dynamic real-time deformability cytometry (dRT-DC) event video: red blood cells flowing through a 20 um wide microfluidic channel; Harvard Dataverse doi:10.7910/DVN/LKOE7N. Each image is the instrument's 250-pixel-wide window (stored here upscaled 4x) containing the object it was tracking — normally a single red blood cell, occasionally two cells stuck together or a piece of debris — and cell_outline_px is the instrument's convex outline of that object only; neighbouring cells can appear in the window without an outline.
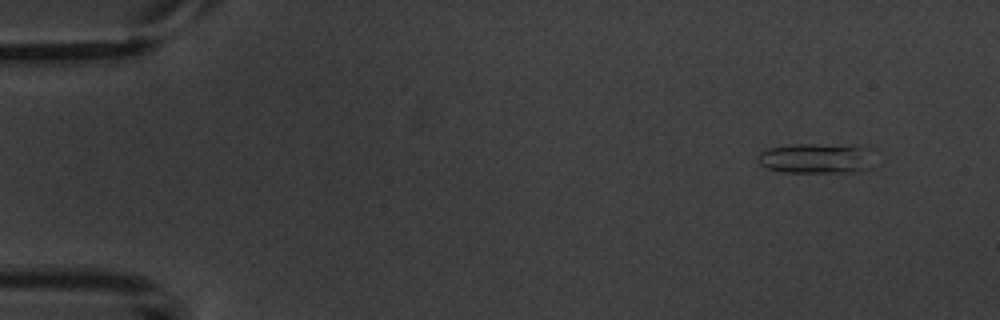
{"species": "common noctule bat (a hibernating species)", "species_latin": "Nyctalus noctula", "temperature_condition": "warm", "stored_images_in_passage": 3, "camera_frame_rate_fps": 3000, "um_per_image_px": 0.085, "animal": {"sex": "male", "body_mass_g": 20.1, "forearm_length_mm": 53.5}, "frame": {"image": 1, "passage_image": 1, "time_ms": 0.0, "image_size_px": [1000, 320], "cell_outline_px": [[872, 168], [856, 172], [780, 172], [768, 168], [760, 164], [756, 160], [756, 156], [760, 152], [768, 148], [788, 144], [816, 144], [864, 148]], "centroid_in_image_um": [69.21, 13.48], "position_along_channel_um": 15.8, "area_um2": 20.0}}